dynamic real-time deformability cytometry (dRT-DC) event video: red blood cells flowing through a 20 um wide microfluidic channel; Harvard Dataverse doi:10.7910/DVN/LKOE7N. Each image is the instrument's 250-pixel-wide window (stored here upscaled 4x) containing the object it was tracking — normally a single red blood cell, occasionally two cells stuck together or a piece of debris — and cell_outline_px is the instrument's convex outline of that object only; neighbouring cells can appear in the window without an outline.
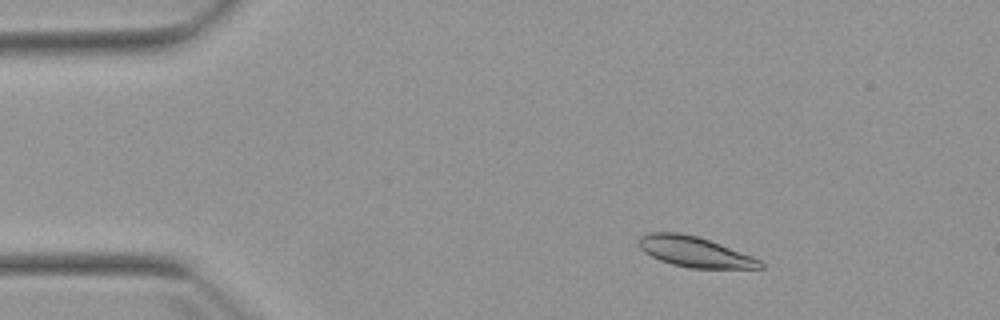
{"species": "Egyptian fruit bat (a non-hibernating species)", "species_latin": "Rousettus aegyptiacus", "temperature_condition": "warm", "stored_images_in_passage": 4, "camera_frame_rate_fps": 3000, "um_per_image_px": 0.085, "animal": {"sex": "female"}, "frame": {"image": 1, "passage_image": 2, "time_ms": 1.333, "image_size_px": [1000, 320], "cell_outline_px": [[764, 268], [688, 268], [672, 264], [660, 260], [644, 252], [636, 244], [636, 240], [640, 236], [648, 232], [680, 232], [696, 236], [720, 244], [752, 256], [760, 260], [764, 264]], "centroid_in_image_um": [58.99, 21.39], "position_along_channel_um": 26.0, "area_um2": 21.56}}